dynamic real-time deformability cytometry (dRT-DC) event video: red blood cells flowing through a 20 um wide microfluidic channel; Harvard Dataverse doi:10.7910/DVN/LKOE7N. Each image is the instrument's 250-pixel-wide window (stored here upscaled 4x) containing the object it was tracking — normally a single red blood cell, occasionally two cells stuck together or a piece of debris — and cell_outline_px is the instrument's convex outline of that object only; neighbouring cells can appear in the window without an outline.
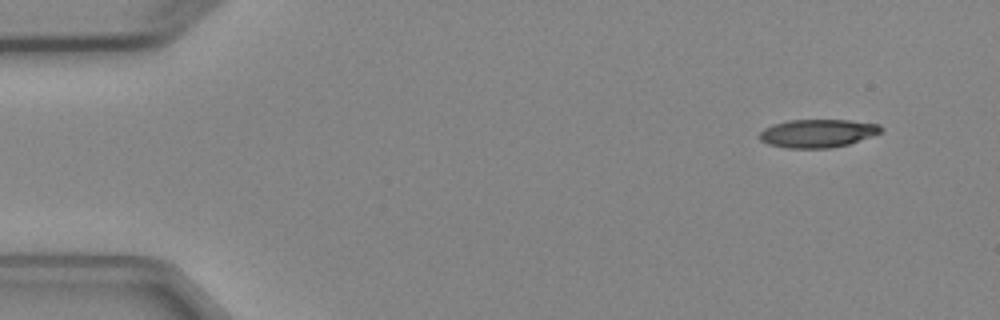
{"species": "Egyptian fruit bat (a non-hibernating species)", "species_latin": "Rousettus aegyptiacus", "temperature_condition": "cold", "stored_images_in_passage": 4, "camera_frame_rate_fps": 3000, "um_per_image_px": 0.085, "animal": {"sex": "female"}, "frame": {"image": 1, "passage_image": 1, "time_ms": 0.0, "image_size_px": [1000, 320], "cell_outline_px": [[884, 128], [880, 132], [848, 144], [828, 148], [784, 148], [768, 144], [760, 140], [760, 132], [764, 128], [772, 124], [788, 120], [848, 120], [880, 124]], "centroid_in_image_um": [69.46, 11.32], "position_along_channel_um": 15.5, "area_um2": 19.88}}
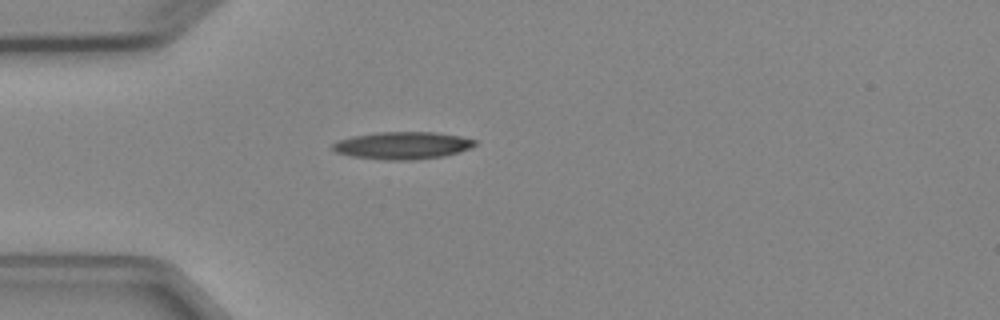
{"frame": {"image": 2, "passage_image": 4, "time_ms": 3.333, "image_size_px": [1000, 320], "cell_outline_px": [[476, 144], [472, 148], [460, 152], [444, 156], [412, 160], [384, 160], [352, 156], [336, 152], [328, 148], [336, 140], [352, 136], [376, 132], [436, 132], [460, 136], [476, 140]], "centroid_in_image_um": [34.19, 12.36], "position_along_channel_um": 50.8, "area_um2": 23.0}}